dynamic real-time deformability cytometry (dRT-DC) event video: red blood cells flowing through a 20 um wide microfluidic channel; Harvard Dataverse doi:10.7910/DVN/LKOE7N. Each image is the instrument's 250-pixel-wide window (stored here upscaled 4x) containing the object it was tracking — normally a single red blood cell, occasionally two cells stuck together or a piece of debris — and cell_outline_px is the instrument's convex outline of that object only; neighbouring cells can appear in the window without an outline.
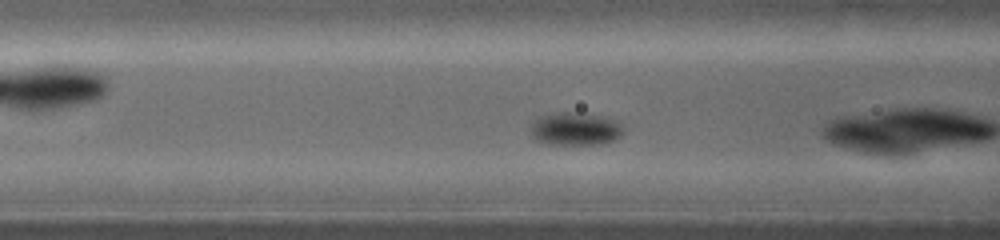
{"species": "common noctule bat (a hibernating species)", "species_latin": "Nyctalus noctula", "temperature_condition": "warm", "stored_images_in_passage": 6, "camera_frame_rate_fps": 5000, "um_per_image_px": 0.085, "animal": {"sex": "female", "body_mass_g": 19.0, "forearm_length_mm": 53.3}, "frame": {"image": 1, "passage_image": 5, "time_ms": 1.0, "image_size_px": [1000, 240], "cell_outline_px": [[624, 132], [616, 140], [600, 144], [548, 144], [536, 140], [532, 136], [532, 120], [544, 116], [560, 112], [568, 112], [604, 116], [616, 120], [624, 128]], "centroid_in_image_um": [48.94, 10.96], "position_along_channel_um": 117.7, "area_um2": 17.74}}